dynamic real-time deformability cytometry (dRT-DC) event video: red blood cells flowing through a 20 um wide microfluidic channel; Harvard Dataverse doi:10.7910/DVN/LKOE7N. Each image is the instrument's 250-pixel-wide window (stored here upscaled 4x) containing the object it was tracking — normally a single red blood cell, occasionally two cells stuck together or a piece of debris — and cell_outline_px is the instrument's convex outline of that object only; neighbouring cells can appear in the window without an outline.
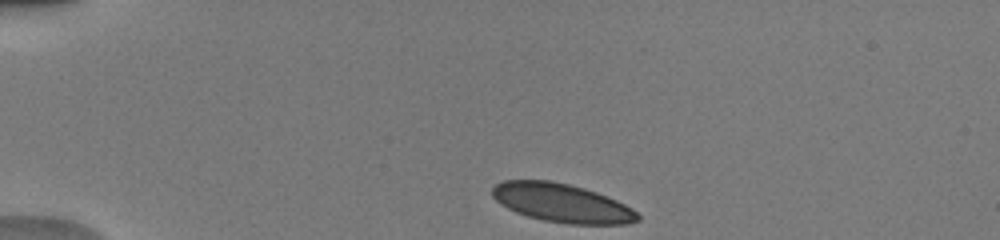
{"species": "human", "species_latin": "Homo sapiens", "temperature_condition": "warm", "stored_images_in_passage": 35, "camera_frame_rate_fps": 3000, "um_per_image_px": 0.085, "donor": {"sex": "male"}, "frame": {"image": 1, "passage_image": 1, "time_ms": 0.0, "image_size_px": [1000, 240], "cell_outline_px": [[640, 220], [624, 224], [568, 224], [544, 220], [528, 216], [516, 212], [500, 204], [492, 196], [492, 188], [496, 184], [504, 180], [548, 180], [568, 184], [584, 188], [596, 192], [616, 200], [632, 208], [640, 216]], "centroid_in_image_um": [47.75, 17.25], "position_along_channel_um": 37.3, "area_um2": 32.6}}
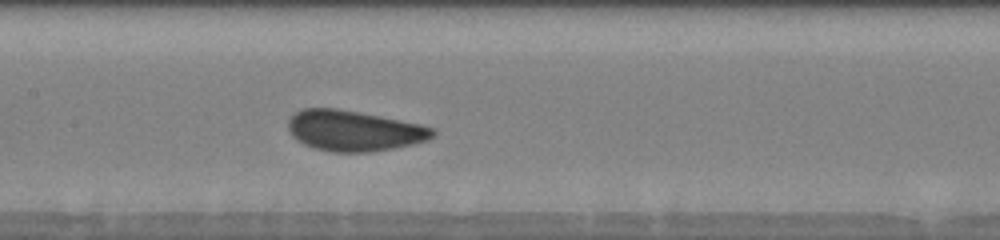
{"frame": {"image": 2, "passage_image": 13, "time_ms": 5.0, "image_size_px": [1000, 240], "cell_outline_px": [[436, 132], [428, 140], [396, 148], [368, 152], [332, 152], [316, 148], [304, 144], [292, 136], [288, 128], [288, 120], [300, 108], [336, 108], [380, 116], [420, 124], [436, 128]], "centroid_in_image_um": [30.09, 11.11], "position_along_channel_um": 177.3, "area_um2": 34.16}}
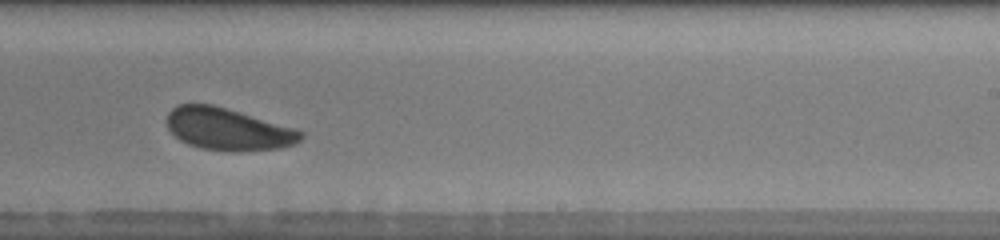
{"frame": {"image": 3, "passage_image": 19, "time_ms": 7.333, "image_size_px": [1000, 240], "cell_outline_px": [[304, 136], [300, 140], [292, 144], [280, 148], [236, 152], [200, 148], [188, 144], [180, 140], [168, 128], [168, 112], [172, 108], [180, 104], [212, 104], [296, 128], [304, 132]], "centroid_in_image_um": [19.4, 10.98], "position_along_channel_um": 269.6, "area_um2": 32.77}, "authors_computed_cell_mechanics": {"area_um2": 32.8304, "velocity_mm_per_s": 3.9694, "shape_relaxation_time_tau1_ms": 1.7367, "shape_relaxation_time_tau2_ms": null, "deformation_change_tau1": 0.0733, "deformation_change_tau2": null}}